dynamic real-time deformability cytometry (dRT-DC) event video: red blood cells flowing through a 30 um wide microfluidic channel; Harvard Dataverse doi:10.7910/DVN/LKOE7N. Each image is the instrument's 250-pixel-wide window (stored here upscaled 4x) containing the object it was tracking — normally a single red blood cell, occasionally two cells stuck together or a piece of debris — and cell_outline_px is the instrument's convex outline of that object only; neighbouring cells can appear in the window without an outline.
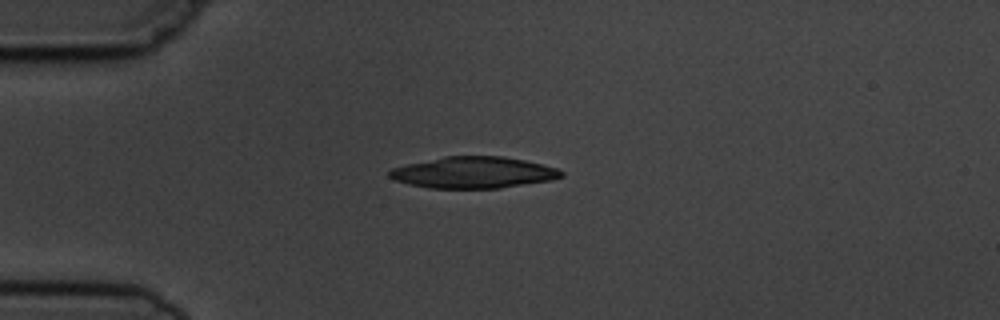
{"species": "common noctule bat (a hibernating species)", "species_latin": "Nyctalus noctula", "temperature_condition": "cold", "stored_images_in_passage": 7, "camera_frame_rate_fps": 3000, "um_per_image_px": 0.085, "animal": {"sex": "male", "body_mass_g": 19.5, "forearm_length_mm": 54.6}, "frame": {"image": 1, "passage_image": 3, "time_ms": 2.333, "image_size_px": [1000, 320], "cell_outline_px": [[564, 176], [548, 180], [500, 188], [428, 188], [408, 184], [396, 180], [388, 176], [388, 172], [392, 168], [408, 164], [444, 156], [504, 156], [524, 160], [560, 168], [564, 172]], "centroid_in_image_um": [40.26, 14.66], "position_along_channel_um": 44.7, "area_um2": 31.39}}